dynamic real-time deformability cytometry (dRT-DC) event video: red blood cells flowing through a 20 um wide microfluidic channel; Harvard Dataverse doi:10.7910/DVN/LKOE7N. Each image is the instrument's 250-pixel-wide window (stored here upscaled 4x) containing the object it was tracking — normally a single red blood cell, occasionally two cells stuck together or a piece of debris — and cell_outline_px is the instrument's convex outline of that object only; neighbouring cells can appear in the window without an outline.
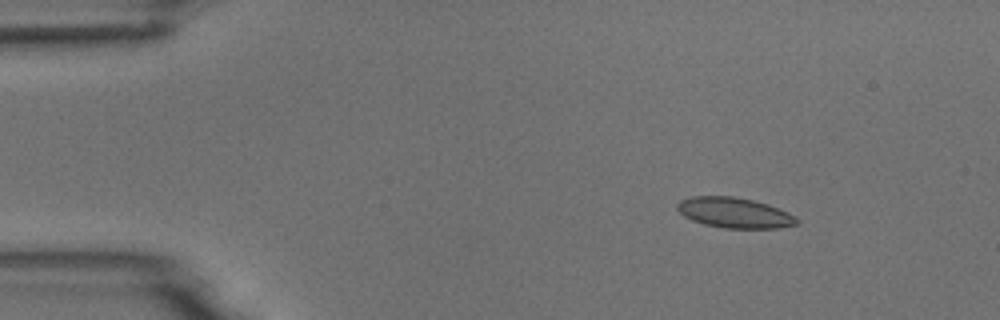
{"species": "common noctule bat (a hibernating species)", "species_latin": "Nyctalus noctula", "temperature_condition": "room temperature", "stored_images_in_passage": 5, "camera_frame_rate_fps": 3000, "um_per_image_px": 0.085, "animal": {"sex": "male", "body_mass_g": 18.8}, "frame": {"image": 1, "passage_image": 3, "time_ms": 2.333, "image_size_px": [1000, 320], "cell_outline_px": [[800, 224], [780, 228], [724, 228], [704, 224], [692, 220], [684, 216], [676, 208], [676, 204], [680, 200], [692, 196], [732, 196], [752, 200], [768, 204], [788, 212], [796, 216], [800, 220]], "centroid_in_image_um": [62.46, 18.09], "position_along_channel_um": 22.5, "area_um2": 21.33}}